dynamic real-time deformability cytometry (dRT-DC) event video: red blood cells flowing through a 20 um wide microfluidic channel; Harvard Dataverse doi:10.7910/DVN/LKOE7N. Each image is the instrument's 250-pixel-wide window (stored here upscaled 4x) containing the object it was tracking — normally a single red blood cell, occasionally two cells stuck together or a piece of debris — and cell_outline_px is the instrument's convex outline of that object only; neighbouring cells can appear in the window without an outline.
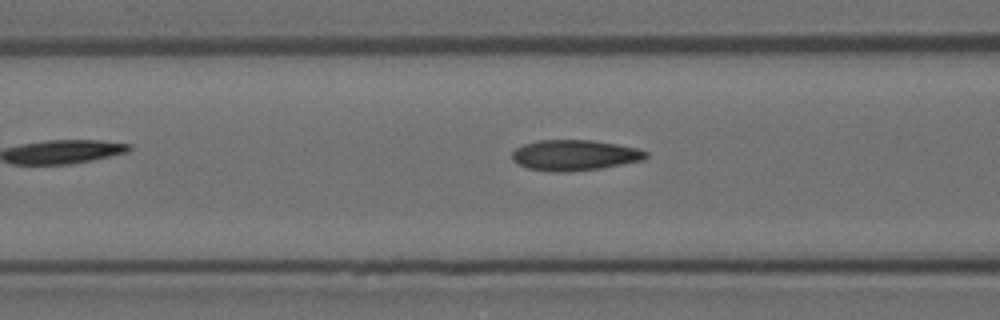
{"species": "Egyptian fruit bat (a non-hibernating species)", "species_latin": "Rousettus aegyptiacus", "temperature_condition": "room temperature", "stored_images_in_passage": 6, "camera_frame_rate_fps": 3000, "um_per_image_px": 0.085, "animal": {"sex": "female"}, "frame": {"image": 1, "passage_image": 5, "time_ms": 1.333, "image_size_px": [1000, 320], "cell_outline_px": [[648, 156], [644, 160], [600, 168], [568, 172], [556, 172], [528, 168], [516, 164], [512, 160], [512, 152], [516, 148], [524, 144], [540, 140], [592, 140], [616, 144], [636, 148], [648, 152]], "centroid_in_image_um": [48.83, 13.19], "position_along_channel_um": 117.8, "area_um2": 23.87}}